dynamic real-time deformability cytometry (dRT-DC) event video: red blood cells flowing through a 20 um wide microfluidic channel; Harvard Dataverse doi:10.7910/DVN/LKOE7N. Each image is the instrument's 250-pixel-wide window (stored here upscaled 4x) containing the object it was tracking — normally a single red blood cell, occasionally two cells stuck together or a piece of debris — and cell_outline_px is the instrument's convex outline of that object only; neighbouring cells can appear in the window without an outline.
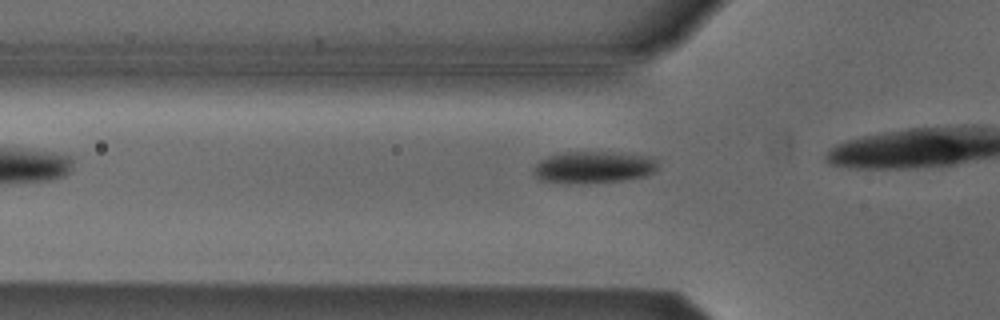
{"species": "Egyptian fruit bat (a non-hibernating species)", "species_latin": "Rousettus aegyptiacus", "temperature_condition": "cold", "stored_images_in_passage": 8, "camera_frame_rate_fps": 3000, "um_per_image_px": 0.085, "animal": {"sex": "male"}, "frame": {"image": 1, "passage_image": 4, "time_ms": 1.0, "image_size_px": [1000, 320], "cell_outline_px": [[660, 164], [656, 172], [644, 176], [620, 180], [540, 180], [536, 176], [532, 168], [540, 160], [548, 156], [564, 152], [612, 152], [644, 156], [656, 160]], "centroid_in_image_um": [50.51, 14.15], "position_along_channel_um": 75.3, "area_um2": 21.85}}
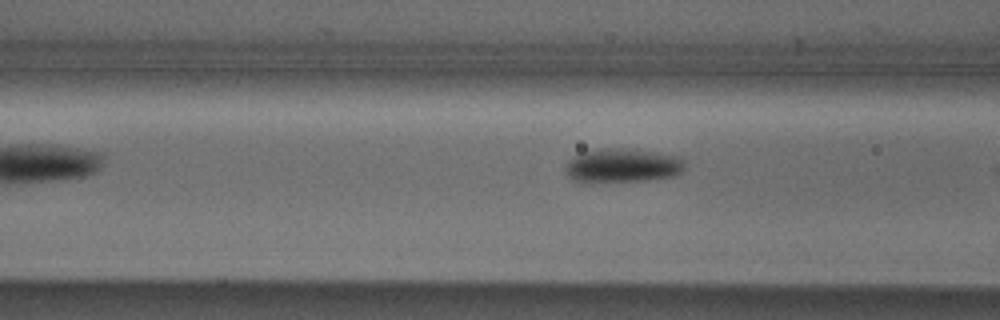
{"frame": {"image": 2, "passage_image": 7, "time_ms": 2.0, "image_size_px": [1000, 320], "cell_outline_px": [[684, 168], [680, 172], [672, 176], [644, 180], [580, 184], [572, 180], [564, 172], [564, 164], [572, 156], [580, 152], [600, 148], [624, 148], [680, 156], [684, 160]], "centroid_in_image_um": [52.78, 14.09], "position_along_channel_um": 113.8, "area_um2": 24.28}}